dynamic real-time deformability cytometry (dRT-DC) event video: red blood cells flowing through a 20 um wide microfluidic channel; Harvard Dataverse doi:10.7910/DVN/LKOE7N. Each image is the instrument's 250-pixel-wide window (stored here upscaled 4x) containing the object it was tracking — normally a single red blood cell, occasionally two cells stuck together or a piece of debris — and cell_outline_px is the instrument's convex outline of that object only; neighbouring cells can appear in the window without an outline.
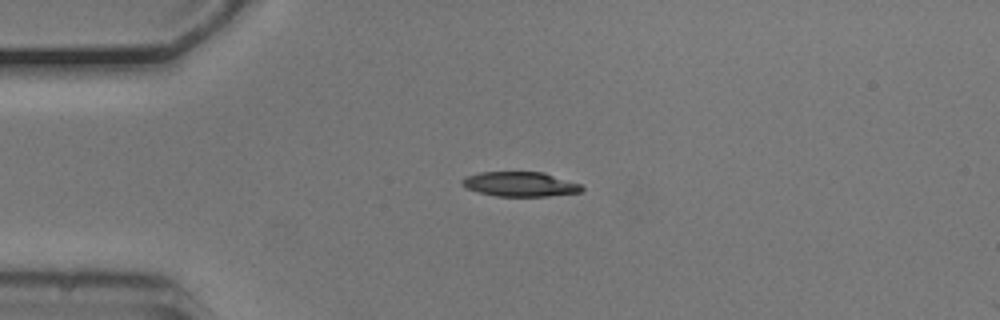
{"species": "common noctule bat (a hibernating species)", "species_latin": "Nyctalus noctula", "temperature_condition": "cold", "stored_images_in_passage": 53, "camera_frame_rate_fps": 3000, "um_per_image_px": 0.085, "animal": {"sex": "male", "body_mass_g": 20.5, "forearm_length_mm": 52.5}, "frame": {"image": 1, "passage_image": 12, "time_ms": 3.667, "image_size_px": [1000, 320], "cell_outline_px": [[584, 188], [580, 192], [548, 196], [496, 196], [480, 192], [468, 188], [460, 184], [460, 180], [464, 176], [480, 172], [544, 172], [580, 184]], "centroid_in_image_um": [44.18, 15.64], "position_along_channel_um": 40.8, "area_um2": 17.17}}
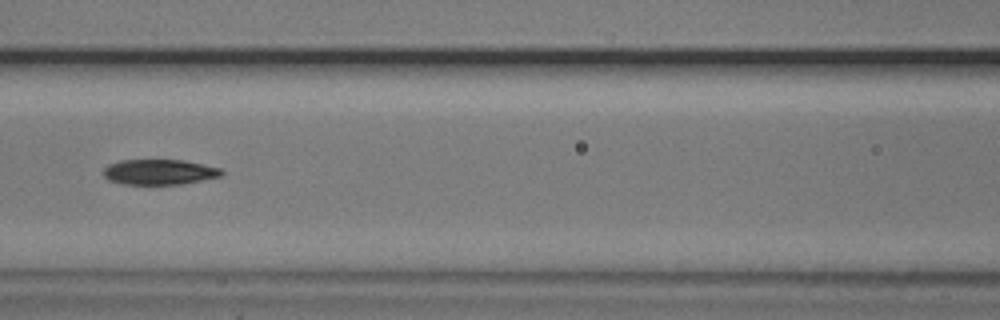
{"frame": {"image": 2, "passage_image": 23, "time_ms": 7.333, "image_size_px": [1000, 320], "cell_outline_px": [[224, 172], [220, 176], [180, 184], [124, 184], [108, 180], [104, 176], [104, 168], [108, 164], [120, 160], [184, 160], [220, 168]], "centroid_in_image_um": [13.51, 14.61], "position_along_channel_um": 153.1, "area_um2": 17.28}}
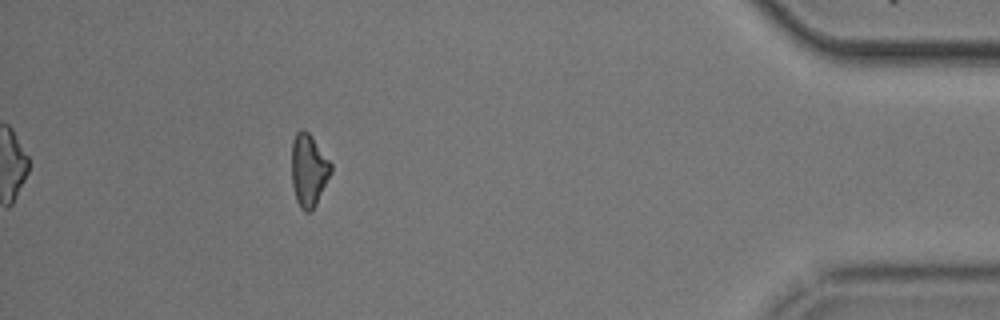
{"frame": {"image": 3, "passage_image": 48, "time_ms": 15.667, "image_size_px": [1000, 320], "cell_outline_px": [[332, 172], [312, 212], [304, 212], [300, 208], [296, 200], [292, 184], [292, 140], [296, 132], [300, 128], [304, 128], [312, 136], [332, 164]], "centroid_in_image_um": [26.23, 14.46], "position_along_channel_um": 409.0, "area_um2": 16.82}, "authors_computed_cell_mechanics": {"area_um2": 17.6868, "velocity_mm_per_s": 3.7209, "shape_relaxation_time_tau1_ms": 4.565, "shape_relaxation_time_tau2_ms": 7.3857, "deformation_change_tau1": 0.151, "deformation_change_tau2": 0.154}}